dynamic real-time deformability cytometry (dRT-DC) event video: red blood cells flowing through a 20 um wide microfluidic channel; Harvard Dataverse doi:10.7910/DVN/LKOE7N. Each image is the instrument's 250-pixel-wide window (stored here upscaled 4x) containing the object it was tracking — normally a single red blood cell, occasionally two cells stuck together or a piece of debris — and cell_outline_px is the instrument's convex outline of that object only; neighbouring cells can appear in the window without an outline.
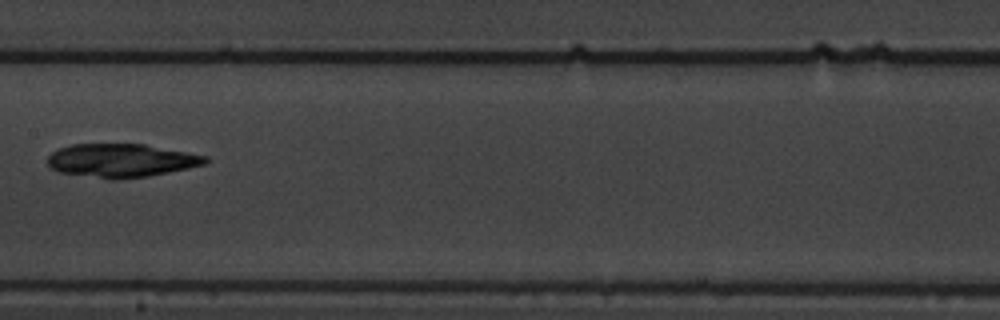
{"species": "common noctule bat (a hibernating species)", "species_latin": "Nyctalus noctula", "temperature_condition": "warm", "stored_images_in_passage": 14, "camera_frame_rate_fps": 3000, "um_per_image_px": 0.085, "animal": {"sex": "male", "body_mass_g": 19.5, "forearm_length_mm": 54.6}, "frame": {"image": 1, "passage_image": 7, "time_ms": 8.0, "image_size_px": [1000, 320], "cell_outline_px": [[208, 160], [204, 164], [188, 168], [148, 176], [116, 180], [108, 180], [60, 172], [52, 168], [48, 164], [48, 156], [52, 152], [60, 148], [72, 144], [144, 144], [188, 152], [208, 156]], "centroid_in_image_um": [10.3, 13.65], "position_along_channel_um": 197.1, "area_um2": 30.81}}
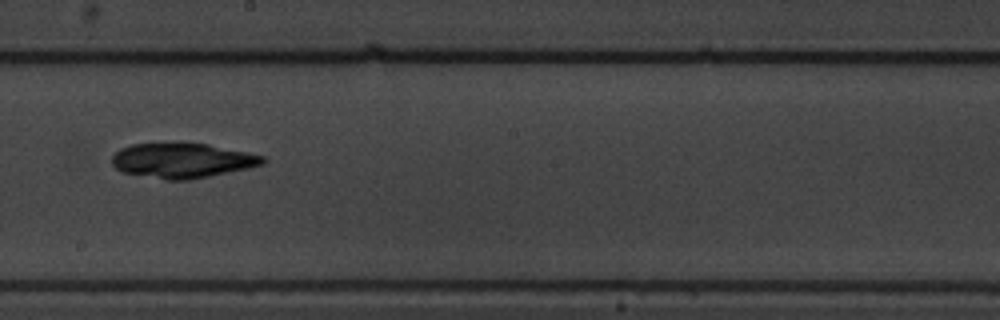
{"frame": {"image": 2, "passage_image": 8, "time_ms": 9.0, "image_size_px": [1000, 320], "cell_outline_px": [[268, 160], [264, 164], [248, 168], [188, 180], [168, 180], [124, 172], [116, 168], [112, 164], [112, 156], [120, 148], [132, 144], [208, 144], [264, 156]], "centroid_in_image_um": [15.51, 13.65], "position_along_channel_um": 232.7, "area_um2": 30.11}}
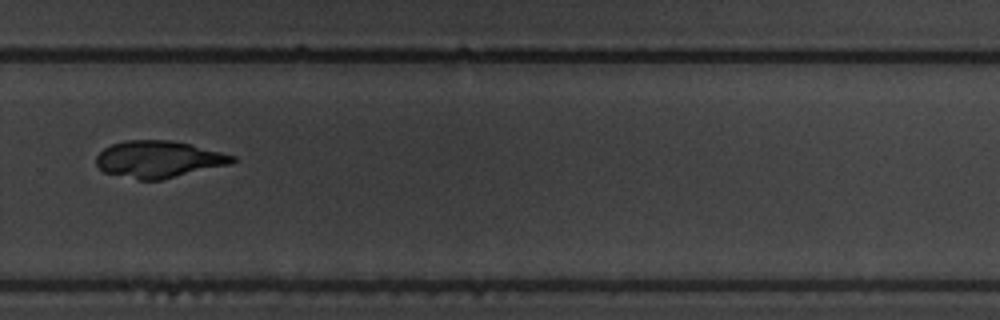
{"frame": {"image": 3, "passage_image": 10, "time_ms": 11.333, "image_size_px": [1000, 320], "cell_outline_px": [[236, 160], [232, 164], [160, 180], [140, 180], [104, 172], [96, 164], [96, 156], [104, 148], [112, 144], [124, 140], [172, 140], [236, 156]], "centroid_in_image_um": [13.48, 13.54], "position_along_channel_um": 316.3, "area_um2": 29.13}}